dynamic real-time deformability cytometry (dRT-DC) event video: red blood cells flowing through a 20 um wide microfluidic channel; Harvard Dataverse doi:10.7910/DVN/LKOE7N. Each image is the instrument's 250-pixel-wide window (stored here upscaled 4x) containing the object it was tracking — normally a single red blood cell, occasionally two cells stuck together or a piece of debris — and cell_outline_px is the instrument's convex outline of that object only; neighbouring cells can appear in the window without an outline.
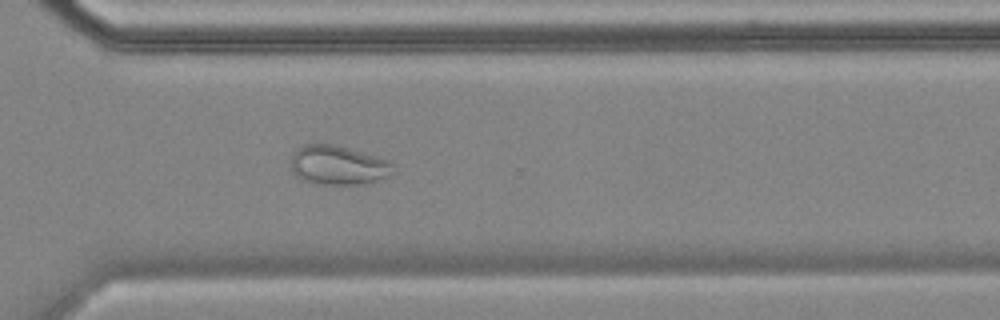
{"species": "common noctule bat (a hibernating species)", "species_latin": "Nyctalus noctula", "temperature_condition": "cold", "stored_images_in_passage": 56, "camera_frame_rate_fps": 3000, "um_per_image_px": 0.085, "animal": {"sex": "female", "body_mass_g": 18.4}, "frame": {"image": 1, "passage_image": 40, "time_ms": 13.0, "image_size_px": [1000, 320], "cell_outline_px": [[396, 168], [388, 176], [364, 184], [312, 184], [300, 180], [288, 168], [288, 164], [292, 152], [296, 148], [304, 144], [332, 144], [348, 148], [392, 160]], "centroid_in_image_um": [28.68, 14.04], "position_along_channel_um": 341.9, "area_um2": 24.1}, "authors_computed_cell_mechanics": {"area_um2": 27.5417, "velocity_mm_per_s": 3.4962, "shape_relaxation_time_tau1_ms": null, "shape_relaxation_time_tau2_ms": 1.8342, "deformation_change_tau1": null, "deformation_change_tau2": 0.06}}